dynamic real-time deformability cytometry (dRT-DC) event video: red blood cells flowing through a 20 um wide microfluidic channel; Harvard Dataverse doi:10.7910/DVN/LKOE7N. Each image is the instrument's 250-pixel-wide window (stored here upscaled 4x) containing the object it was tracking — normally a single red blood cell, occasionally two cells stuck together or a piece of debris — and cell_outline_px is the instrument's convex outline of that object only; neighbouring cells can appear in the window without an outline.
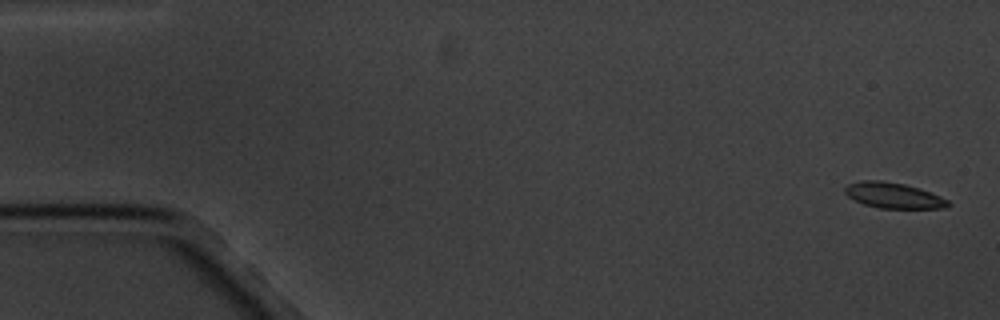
{"species": "common noctule bat (a hibernating species)", "species_latin": "Nyctalus noctula", "temperature_condition": "cold", "stored_images_in_passage": 8, "camera_frame_rate_fps": 3000, "um_per_image_px": 0.085, "animal": {"sex": "male", "body_mass_g": 20.1, "forearm_length_mm": 53.5}, "frame": {"image": 1, "passage_image": 1, "time_ms": 0.0, "image_size_px": [1000, 320], "cell_outline_px": [[952, 204], [948, 208], [880, 208], [864, 204], [848, 196], [844, 192], [844, 188], [848, 184], [860, 180], [880, 180], [904, 184], [920, 188], [940, 196], [948, 200]], "centroid_in_image_um": [75.96, 16.61], "position_along_channel_um": 9.0, "area_um2": 15.43}}
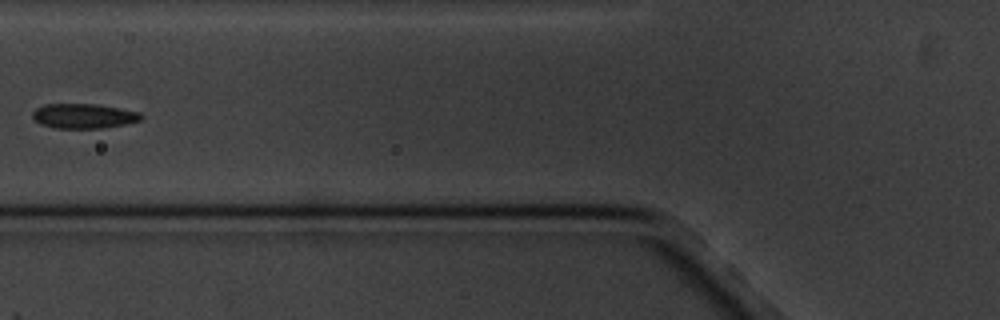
{"frame": {"image": 2, "passage_image": 6, "time_ms": 7.0, "image_size_px": [1000, 320], "cell_outline_px": [[144, 116], [140, 120], [124, 124], [104, 128], [56, 128], [40, 124], [32, 116], [32, 112], [36, 108], [44, 104], [96, 104], [120, 108], [140, 112]], "centroid_in_image_um": [7.11, 9.85], "position_along_channel_um": 118.7, "area_um2": 15.66}}
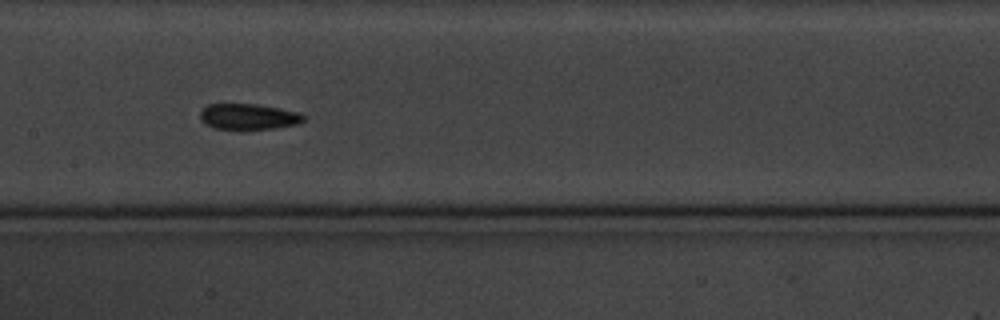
{"frame": {"image": 3, "passage_image": 8, "time_ms": 9.0, "image_size_px": [1000, 320], "cell_outline_px": [[304, 120], [300, 124], [276, 128], [240, 132], [212, 128], [204, 124], [200, 120], [200, 112], [208, 104], [256, 104], [280, 108], [300, 112], [304, 116]], "centroid_in_image_um": [21.1, 9.96], "position_along_channel_um": 186.3, "area_um2": 16.42}}